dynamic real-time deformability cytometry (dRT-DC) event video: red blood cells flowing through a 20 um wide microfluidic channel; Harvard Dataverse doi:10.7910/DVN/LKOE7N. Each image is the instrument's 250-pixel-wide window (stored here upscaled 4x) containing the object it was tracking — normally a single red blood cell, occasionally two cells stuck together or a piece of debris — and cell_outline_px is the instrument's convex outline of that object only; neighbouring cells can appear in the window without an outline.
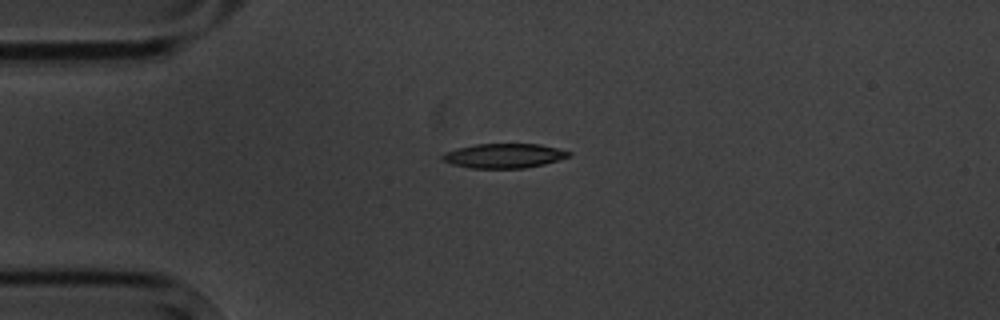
{"species": "common noctule bat (a hibernating species)", "species_latin": "Nyctalus noctula", "temperature_condition": "cold", "stored_images_in_passage": 2, "camera_frame_rate_fps": 3000, "um_per_image_px": 0.085, "animal": {"sex": "male", "body_mass_g": 20.1, "forearm_length_mm": 53.5}, "frame": {"image": 1, "passage_image": 1, "time_ms": 0.0, "image_size_px": [1000, 320], "cell_outline_px": [[572, 156], [544, 164], [524, 168], [472, 168], [452, 164], [444, 160], [440, 156], [444, 152], [456, 148], [476, 144], [540, 144], [572, 152]], "centroid_in_image_um": [42.84, 13.23], "position_along_channel_um": 42.2, "area_um2": 18.03}}